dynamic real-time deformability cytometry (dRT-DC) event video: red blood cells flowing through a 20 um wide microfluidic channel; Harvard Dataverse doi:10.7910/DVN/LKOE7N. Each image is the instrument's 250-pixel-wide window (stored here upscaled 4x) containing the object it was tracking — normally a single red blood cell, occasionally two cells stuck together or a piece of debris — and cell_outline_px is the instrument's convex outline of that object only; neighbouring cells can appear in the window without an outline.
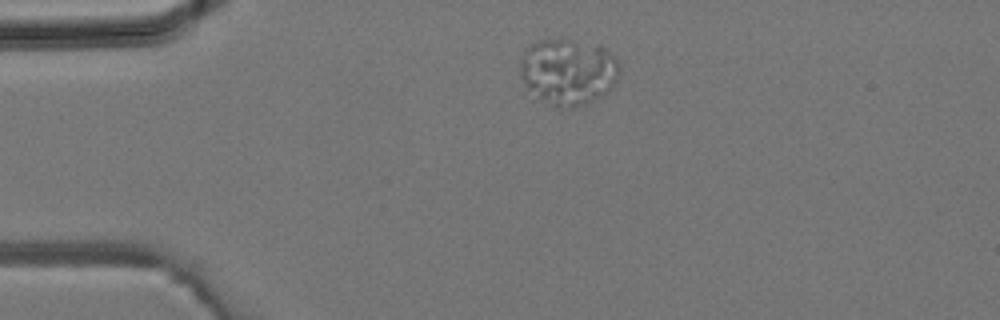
{"species": "common noctule bat (a hibernating species)", "species_latin": "Nyctalus noctula", "temperature_condition": "room temperature", "stored_images_in_passage": 2, "camera_frame_rate_fps": 3000, "um_per_image_px": 0.085, "animal": {"sex": "male", "body_mass_g": 19.2, "forearm_length_mm": 51.8}, "frame": {"image": 1, "passage_image": 1, "time_ms": 0.0, "image_size_px": [1000, 320], "cell_outline_px": [[620, 72], [616, 80], [608, 92], [584, 104], [572, 108], [556, 108], [528, 88], [524, 84], [520, 72], [520, 56], [524, 48], [540, 40], [568, 40], [600, 44], [616, 56], [620, 64]], "centroid_in_image_um": [48.32, 6.07], "position_along_channel_um": 36.7, "area_um2": 38.49}}